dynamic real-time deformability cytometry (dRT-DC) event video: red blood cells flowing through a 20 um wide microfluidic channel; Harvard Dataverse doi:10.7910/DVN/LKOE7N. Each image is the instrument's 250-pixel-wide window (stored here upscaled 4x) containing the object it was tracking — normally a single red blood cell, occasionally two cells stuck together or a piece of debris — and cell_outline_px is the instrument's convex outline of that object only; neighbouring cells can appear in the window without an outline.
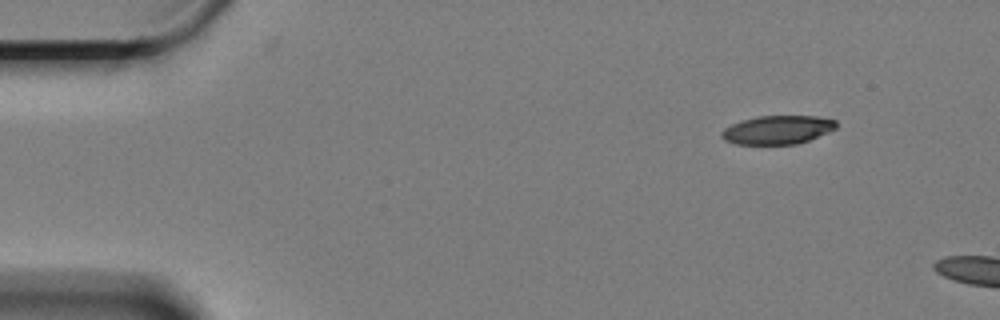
{"species": "Egyptian fruit bat (a non-hibernating species)", "species_latin": "Rousettus aegyptiacus", "temperature_condition": "cold", "stored_images_in_passage": 51, "camera_frame_rate_fps": 3000, "um_per_image_px": 0.085, "animal": {"sex": "female"}, "frame": {"image": 1, "passage_image": 1, "time_ms": 0.0, "image_size_px": [1000, 320], "cell_outline_px": [[836, 128], [828, 132], [808, 140], [796, 144], [736, 144], [724, 140], [720, 136], [720, 132], [724, 128], [732, 124], [744, 120], [760, 116], [816, 116], [836, 120]], "centroid_in_image_um": [66.07, 11.04], "position_along_channel_um": 18.9, "area_um2": 18.96}}
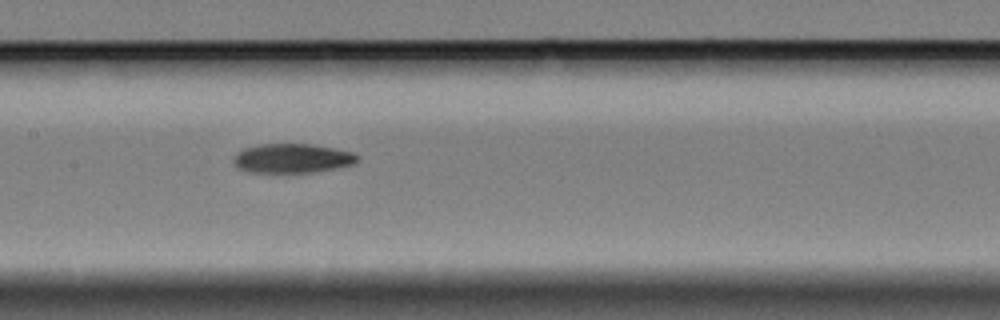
{"frame": {"image": 2, "passage_image": 24, "time_ms": 7.667, "image_size_px": [1000, 320], "cell_outline_px": [[360, 160], [356, 164], [340, 168], [312, 172], [248, 172], [236, 168], [232, 160], [236, 152], [244, 148], [260, 144], [312, 144], [352, 152], [360, 156]], "centroid_in_image_um": [24.86, 13.46], "position_along_channel_um": 182.5, "area_um2": 21.44}}
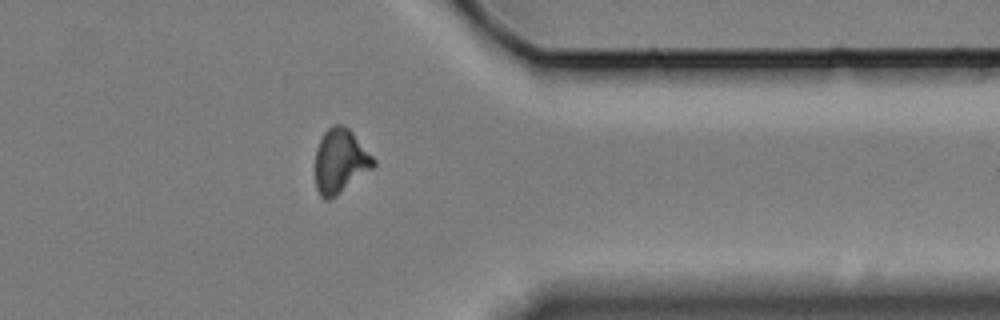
{"frame": {"image": 3, "passage_image": 43, "time_ms": 14.0, "image_size_px": [1000, 320], "cell_outline_px": [[376, 164], [372, 168], [336, 196], [328, 200], [324, 200], [320, 196], [316, 188], [316, 148], [324, 132], [332, 124], [340, 124], [348, 128], [352, 132], [376, 160]], "centroid_in_image_um": [28.91, 13.69], "position_along_channel_um": 382.5, "area_um2": 21.62}}